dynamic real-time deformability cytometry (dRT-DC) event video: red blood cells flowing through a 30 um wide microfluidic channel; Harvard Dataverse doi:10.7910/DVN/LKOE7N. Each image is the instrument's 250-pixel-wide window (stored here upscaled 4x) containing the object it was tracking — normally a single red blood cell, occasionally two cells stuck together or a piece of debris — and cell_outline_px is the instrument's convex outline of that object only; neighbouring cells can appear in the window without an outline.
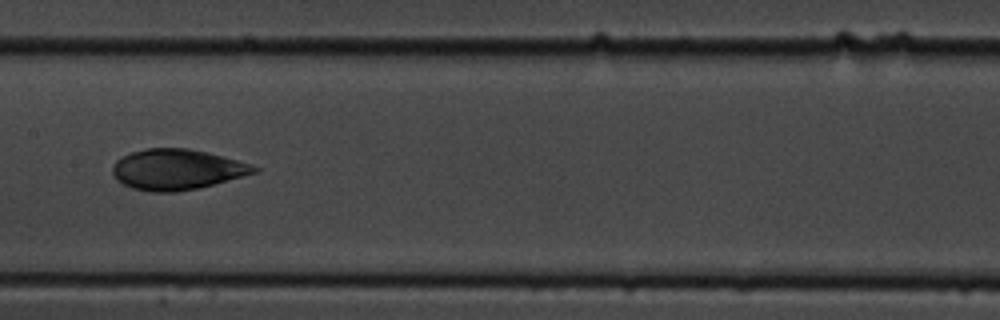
{"species": "common noctule bat (a hibernating species)", "species_latin": "Nyctalus noctula", "temperature_condition": "cold", "stored_images_in_passage": 55, "camera_frame_rate_fps": 3000, "um_per_image_px": 0.085, "animal": {"sex": "male", "body_mass_g": 19.5, "forearm_length_mm": 54.6}, "frame": {"image": 1, "passage_image": 28, "time_ms": 9.0, "image_size_px": [1000, 320], "cell_outline_px": [[260, 168], [256, 172], [200, 188], [176, 192], [148, 192], [132, 188], [116, 180], [112, 172], [112, 164], [116, 160], [132, 152], [148, 148], [188, 148], [236, 160]], "centroid_in_image_um": [14.98, 14.42], "position_along_channel_um": 192.4, "area_um2": 33.18}}
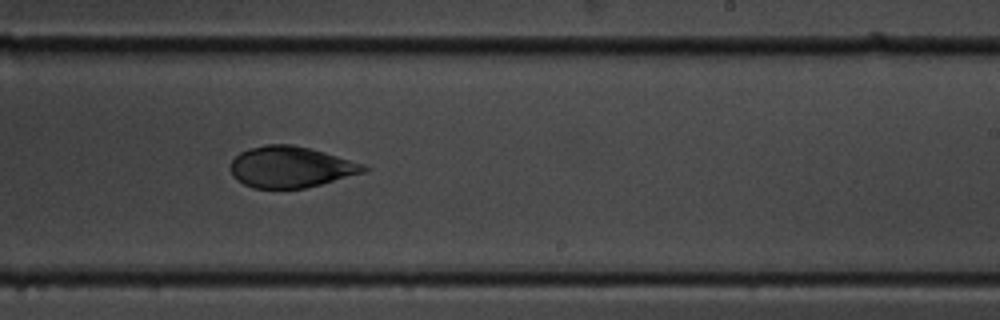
{"frame": {"image": 2, "passage_image": 34, "time_ms": 11.0, "image_size_px": [1000, 320], "cell_outline_px": [[372, 168], [364, 172], [320, 184], [304, 188], [252, 188], [236, 180], [232, 176], [228, 168], [232, 160], [240, 152], [248, 148], [264, 144], [292, 144], [324, 152], [364, 164]], "centroid_in_image_um": [24.66, 14.19], "position_along_channel_um": 264.3, "area_um2": 32.02}}
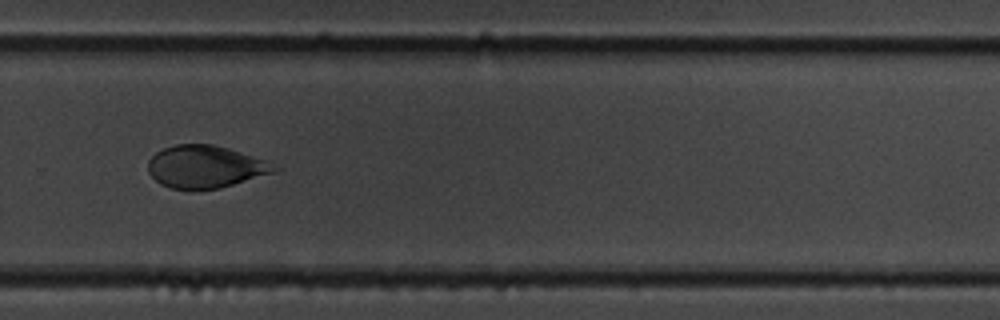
{"frame": {"image": 3, "passage_image": 38, "time_ms": 12.333, "image_size_px": [1000, 320], "cell_outline_px": [[280, 168], [276, 172], [220, 188], [172, 188], [160, 184], [148, 172], [148, 160], [156, 152], [164, 148], [176, 144], [212, 144], [228, 148], [264, 160]], "centroid_in_image_um": [17.44, 14.16], "position_along_channel_um": 312.4, "area_um2": 30.81}}